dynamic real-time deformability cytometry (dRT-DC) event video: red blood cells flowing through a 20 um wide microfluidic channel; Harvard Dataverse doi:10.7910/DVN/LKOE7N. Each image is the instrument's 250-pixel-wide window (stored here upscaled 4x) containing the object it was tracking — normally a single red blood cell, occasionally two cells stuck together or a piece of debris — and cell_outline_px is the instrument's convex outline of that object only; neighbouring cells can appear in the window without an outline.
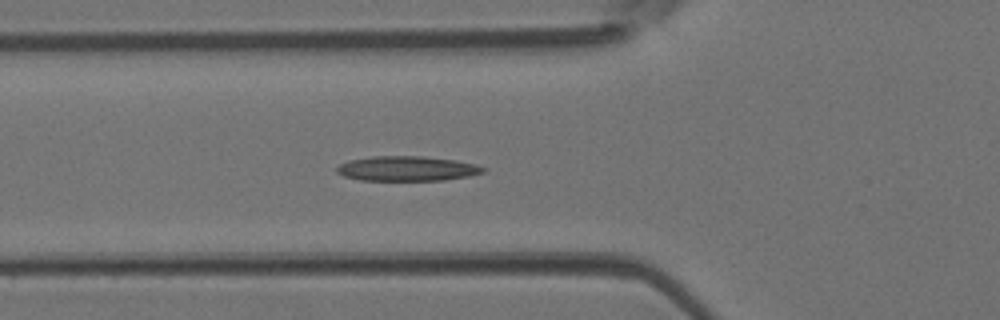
{"species": "Egyptian fruit bat (a non-hibernating species)", "species_latin": "Rousettus aegyptiacus", "temperature_condition": "room temperature", "stored_images_in_passage": 33, "segment_of_instrument_passage": [1, 2], "camera_frame_rate_fps": 3000, "um_per_image_px": 0.085, "animal": {"sex": "female"}, "frame": {"image": 1, "passage_image": 2, "time_ms": 0.333, "image_size_px": [1000, 320], "cell_outline_px": [[488, 168], [484, 172], [468, 176], [444, 180], [360, 180], [344, 176], [336, 172], [336, 168], [340, 164], [348, 160], [372, 156], [424, 156], [456, 160], [476, 164]], "centroid_in_image_um": [34.61, 14.32], "position_along_channel_um": 91.2, "area_um2": 21.27}}
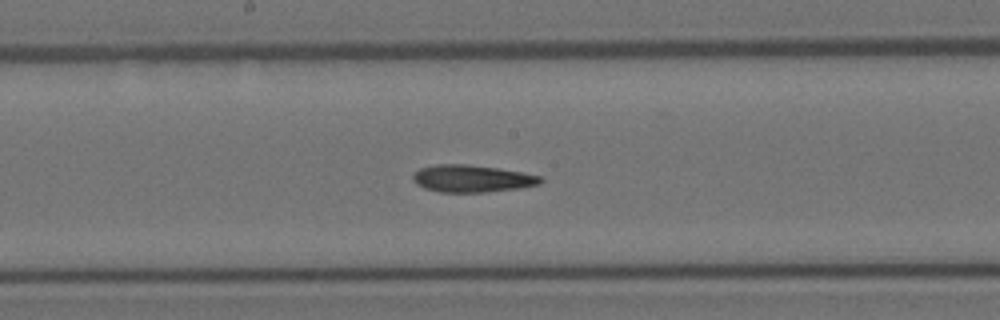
{"frame": {"image": 2, "passage_image": 10, "time_ms": 3.0, "image_size_px": [1000, 320], "cell_outline_px": [[544, 180], [540, 184], [520, 188], [484, 192], [440, 192], [424, 188], [416, 184], [412, 180], [412, 176], [420, 168], [436, 164], [468, 164], [496, 168], [544, 176]], "centroid_in_image_um": [40.13, 15.18], "position_along_channel_um": 208.1, "area_um2": 20.29}}
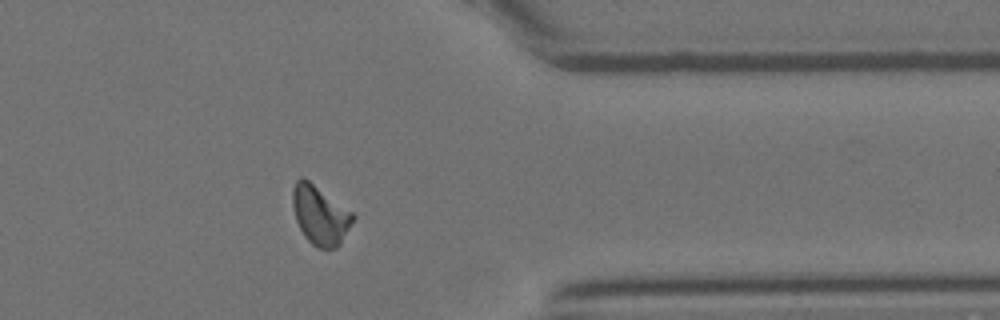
{"frame": {"image": 3, "passage_image": 23, "time_ms": 7.333, "image_size_px": [1000, 320], "cell_outline_px": [[356, 216], [340, 244], [336, 248], [316, 248], [304, 236], [296, 220], [292, 204], [292, 188], [296, 180], [300, 176], [304, 176], [352, 212]], "centroid_in_image_um": [27.19, 18.26], "position_along_channel_um": 384.2, "area_um2": 20.81}}